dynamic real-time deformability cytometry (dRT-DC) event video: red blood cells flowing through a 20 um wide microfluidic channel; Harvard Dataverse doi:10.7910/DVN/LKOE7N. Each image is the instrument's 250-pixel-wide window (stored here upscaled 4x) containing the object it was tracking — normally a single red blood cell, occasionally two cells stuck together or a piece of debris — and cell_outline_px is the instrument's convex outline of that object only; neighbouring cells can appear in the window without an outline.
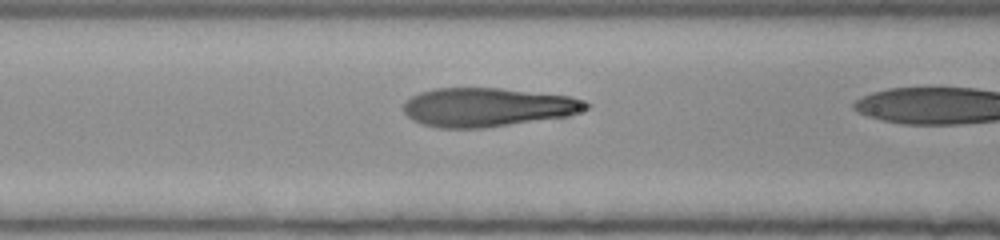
{"species": "human", "species_latin": "Homo sapiens", "temperature_condition": "room temperature", "stored_images_in_passage": 19, "camera_frame_rate_fps": 3000, "um_per_image_px": 0.085, "donor": {"sex": "female"}, "frame": {"image": 1, "passage_image": 17, "time_ms": 5.333, "image_size_px": [1000, 240], "cell_outline_px": [[592, 104], [588, 108], [568, 116], [484, 128], [440, 128], [424, 124], [412, 120], [404, 112], [404, 100], [420, 92], [436, 88], [500, 88], [572, 96]], "centroid_in_image_um": [41.44, 9.11], "position_along_channel_um": 125.2, "area_um2": 41.33}}